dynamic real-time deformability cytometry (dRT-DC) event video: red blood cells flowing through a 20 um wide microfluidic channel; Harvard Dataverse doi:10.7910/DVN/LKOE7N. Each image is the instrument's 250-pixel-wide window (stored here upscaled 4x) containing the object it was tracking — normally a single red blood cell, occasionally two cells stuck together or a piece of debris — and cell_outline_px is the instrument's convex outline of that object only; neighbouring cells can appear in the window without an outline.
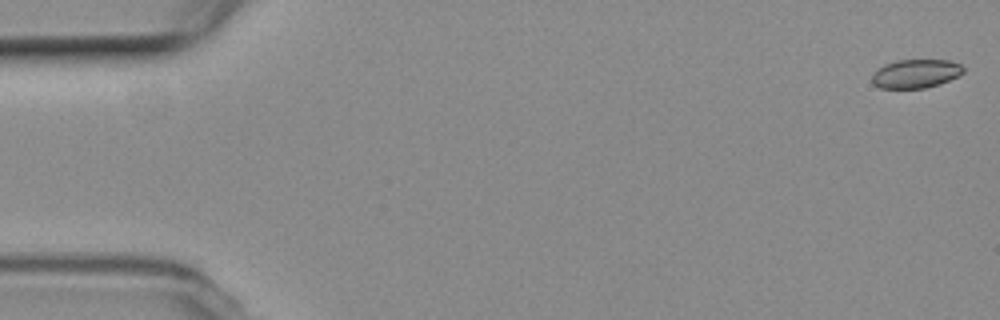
{"species": "common noctule bat (a hibernating species)", "species_latin": "Nyctalus noctula", "temperature_condition": "room temperature", "stored_images_in_passage": 56, "camera_frame_rate_fps": 3000, "um_per_image_px": 0.085, "animal": {"sex": "female", "body_mass_g": 19.3, "forearm_length_mm": 54.1}, "frame": {"image": 1, "passage_image": 1, "time_ms": 0.0, "image_size_px": [1000, 320], "cell_outline_px": [[964, 72], [960, 76], [940, 84], [924, 88], [880, 88], [872, 84], [872, 76], [884, 64], [896, 60], [948, 60], [960, 64], [964, 68]], "centroid_in_image_um": [77.87, 6.26], "position_along_channel_um": 7.1, "area_um2": 15.32}}
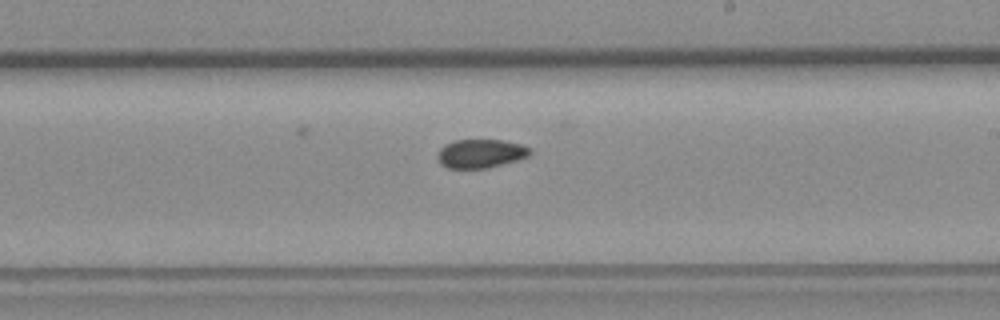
{"frame": {"image": 2, "passage_image": 32, "time_ms": 10.333, "image_size_px": [1000, 320], "cell_outline_px": [[532, 152], [528, 156], [516, 160], [488, 168], [448, 168], [440, 164], [436, 156], [440, 148], [444, 144], [456, 140], [504, 140], [524, 144], [532, 148]], "centroid_in_image_um": [40.87, 13.04], "position_along_channel_um": 248.1, "area_um2": 15.66}}
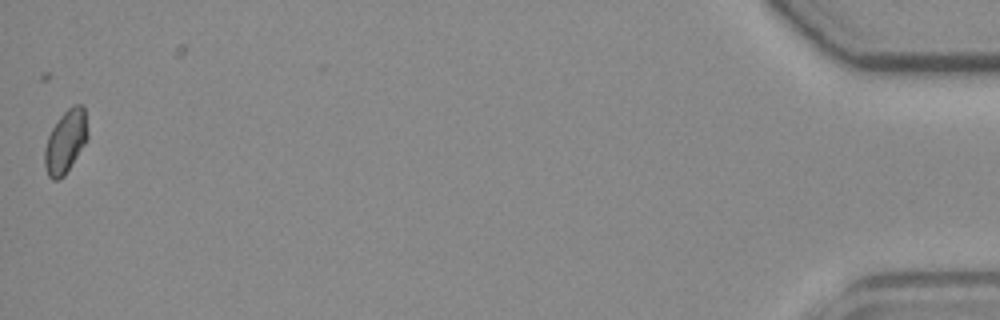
{"frame": {"image": 3, "passage_image": 55, "time_ms": 18.0, "image_size_px": [1000, 320], "cell_outline_px": [[88, 136], [84, 144], [64, 176], [56, 180], [52, 180], [48, 176], [44, 164], [44, 148], [48, 136], [52, 128], [60, 116], [72, 104], [80, 104], [84, 108], [88, 132]], "centroid_in_image_um": [5.56, 12.02], "position_along_channel_um": 429.6, "area_um2": 15.66}, "authors_computed_cell_mechanics": {"area_um2": 15.7794, "velocity_mm_per_s": 3.7207, "shape_relaxation_time_tau1_ms": null, "shape_relaxation_time_tau2_ms": 2.4227, "deformation_change_tau1": null, "deformation_change_tau2": 0.0514}}